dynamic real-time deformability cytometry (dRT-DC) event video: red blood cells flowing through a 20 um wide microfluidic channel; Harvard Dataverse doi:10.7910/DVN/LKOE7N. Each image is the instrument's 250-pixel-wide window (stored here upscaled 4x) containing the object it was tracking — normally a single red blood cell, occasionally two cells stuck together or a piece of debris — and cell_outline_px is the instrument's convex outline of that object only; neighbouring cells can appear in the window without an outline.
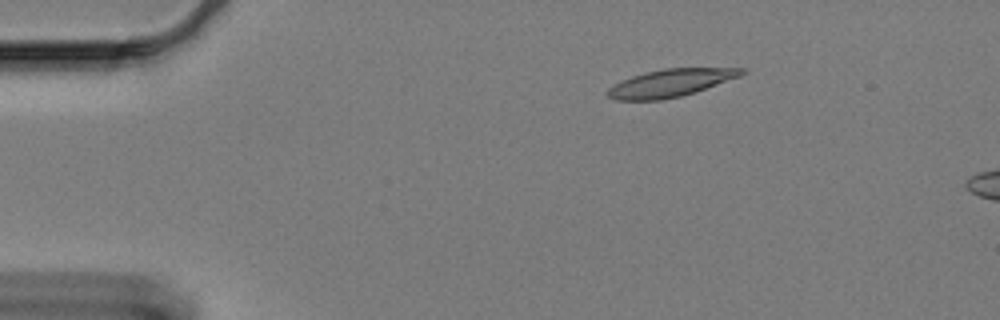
{"species": "Egyptian fruit bat (a non-hibernating species)", "species_latin": "Rousettus aegyptiacus", "temperature_condition": "cold", "stored_images_in_passage": 6, "camera_frame_rate_fps": 3000, "um_per_image_px": 0.085, "animal": {"sex": "female"}, "frame": {"image": 1, "passage_image": 1, "time_ms": 0.0, "image_size_px": [1000, 320], "cell_outline_px": [[748, 72], [740, 76], [696, 92], [680, 96], [660, 100], [616, 100], [608, 96], [604, 92], [612, 84], [620, 80], [644, 72], [664, 68], [744, 68]], "centroid_in_image_um": [56.96, 7.05], "position_along_channel_um": 28.0, "area_um2": 21.73}}